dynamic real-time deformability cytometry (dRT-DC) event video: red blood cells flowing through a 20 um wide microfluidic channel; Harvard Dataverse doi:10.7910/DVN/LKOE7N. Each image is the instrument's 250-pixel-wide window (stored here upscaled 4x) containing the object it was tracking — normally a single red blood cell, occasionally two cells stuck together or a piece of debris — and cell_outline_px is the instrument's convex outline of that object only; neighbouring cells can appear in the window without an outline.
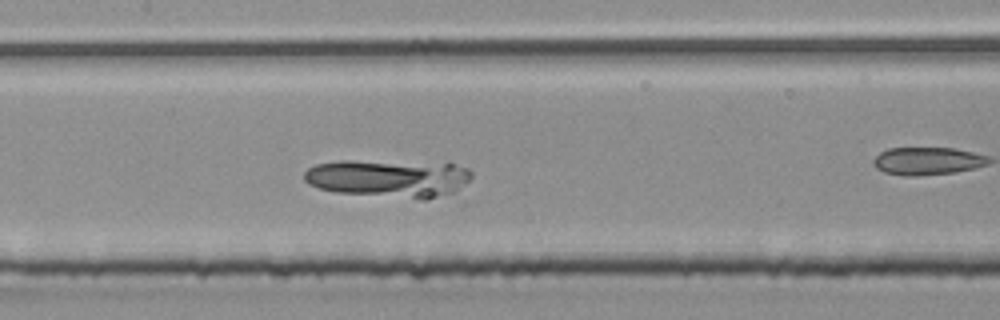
{"species": "common noctule bat (a hibernating species)", "species_latin": "Nyctalus noctula", "temperature_condition": "room temperature", "stored_images_in_passage": 52, "segment_of_instrument_passage": [1, 2], "camera_frame_rate_fps": 3000, "um_per_image_px": 0.085, "animal": {"sex": "male", "body_mass_g": 20.4}, "frame": {"image": 1, "passage_image": 23, "time_ms": 7.333, "image_size_px": [1000, 320], "cell_outline_px": [[472, 176], [468, 180], [452, 192], [424, 200], [420, 200], [336, 192], [320, 188], [308, 184], [304, 180], [304, 172], [308, 168], [316, 164], [340, 160], [448, 160], [468, 168], [472, 172]], "centroid_in_image_um": [33.1, 15.1], "position_along_channel_um": 174.3, "area_um2": 38.32}}